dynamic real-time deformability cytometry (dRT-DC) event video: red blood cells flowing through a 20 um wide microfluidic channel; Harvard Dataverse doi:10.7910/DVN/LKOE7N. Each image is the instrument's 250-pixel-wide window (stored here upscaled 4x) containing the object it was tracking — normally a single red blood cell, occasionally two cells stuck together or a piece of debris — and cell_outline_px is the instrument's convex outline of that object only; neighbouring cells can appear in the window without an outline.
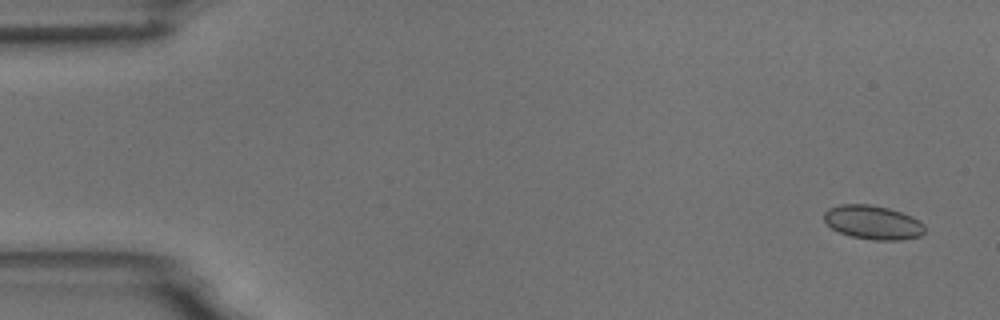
{"species": "common noctule bat (a hibernating species)", "species_latin": "Nyctalus noctula", "temperature_condition": "room temperature", "stored_images_in_passage": 6, "camera_frame_rate_fps": 3000, "um_per_image_px": 0.085, "animal": {"sex": "male", "body_mass_g": 18.8}, "frame": {"image": 1, "passage_image": 1, "time_ms": 0.0, "image_size_px": [1000, 320], "cell_outline_px": [[924, 232], [920, 236], [900, 240], [872, 240], [852, 236], [840, 232], [832, 228], [824, 220], [824, 212], [828, 208], [840, 204], [868, 204], [888, 208], [912, 216], [920, 220], [924, 224]], "centroid_in_image_um": [74.21, 18.9], "position_along_channel_um": 10.8, "area_um2": 19.88}}